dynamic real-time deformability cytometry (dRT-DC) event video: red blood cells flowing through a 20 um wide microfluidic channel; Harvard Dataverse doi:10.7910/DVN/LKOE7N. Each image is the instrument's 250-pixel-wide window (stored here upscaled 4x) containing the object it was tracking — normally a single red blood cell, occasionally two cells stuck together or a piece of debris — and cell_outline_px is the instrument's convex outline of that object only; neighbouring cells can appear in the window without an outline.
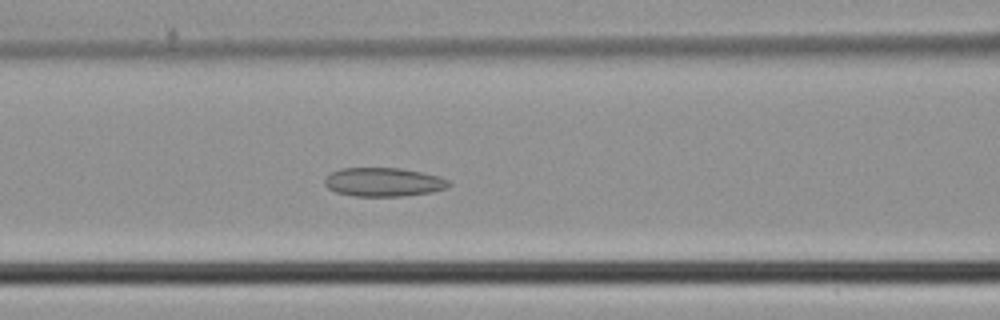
{"species": "common noctule bat (a hibernating species)", "species_latin": "Nyctalus noctula", "temperature_condition": "cold", "stored_images_in_passage": 42, "camera_frame_rate_fps": 3000, "um_per_image_px": 0.085, "animal": {"sex": "male", "body_mass_g": 21.5, "forearm_length_mm": 52.0}, "frame": {"image": 1, "passage_image": 15, "time_ms": 4.667, "image_size_px": [1000, 320], "cell_outline_px": [[452, 184], [448, 188], [432, 192], [404, 196], [356, 196], [336, 192], [328, 188], [324, 184], [324, 180], [332, 172], [340, 168], [400, 168], [440, 176], [448, 180]], "centroid_in_image_um": [32.63, 15.48], "position_along_channel_um": 134.0, "area_um2": 20.87}}
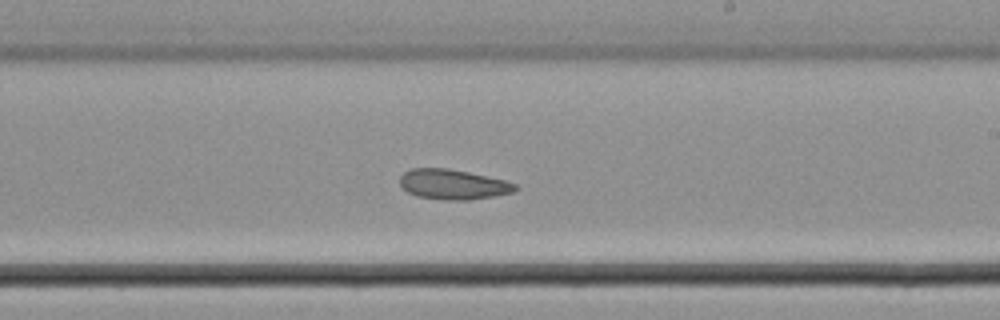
{"frame": {"image": 2, "passage_image": 23, "time_ms": 7.333, "image_size_px": [1000, 320], "cell_outline_px": [[520, 188], [516, 192], [468, 200], [448, 200], [416, 196], [408, 192], [400, 184], [400, 176], [404, 172], [412, 168], [448, 168], [468, 172], [504, 180], [516, 184]], "centroid_in_image_um": [38.52, 15.67], "position_along_channel_um": 250.5, "area_um2": 20.17}}
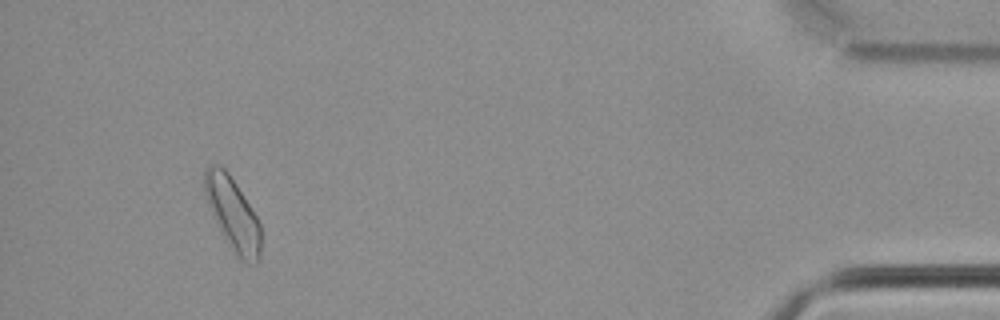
{"frame": {"image": 3, "passage_image": 39, "time_ms": 12.667, "image_size_px": [1000, 320], "cell_outline_px": [[260, 260], [256, 264], [248, 264], [240, 260], [236, 256], [220, 228], [208, 204], [204, 192], [204, 168], [212, 164], [220, 164], [228, 172], [236, 184], [256, 216], [260, 224]], "centroid_in_image_um": [19.79, 18.18], "position_along_channel_um": 415.4, "area_um2": 23.52}}